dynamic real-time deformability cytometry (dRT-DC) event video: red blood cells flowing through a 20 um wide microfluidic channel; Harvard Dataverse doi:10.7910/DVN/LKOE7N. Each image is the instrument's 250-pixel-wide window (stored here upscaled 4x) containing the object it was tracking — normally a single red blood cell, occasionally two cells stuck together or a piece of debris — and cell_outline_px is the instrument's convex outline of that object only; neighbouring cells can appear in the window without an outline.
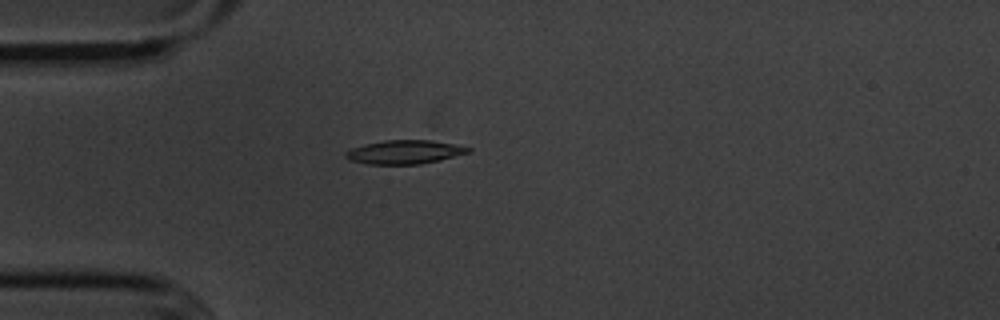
{"species": "common noctule bat (a hibernating species)", "species_latin": "Nyctalus noctula", "temperature_condition": "cold", "stored_images_in_passage": 3, "camera_frame_rate_fps": 3000, "um_per_image_px": 0.085, "animal": {"sex": "male", "body_mass_g": 20.1, "forearm_length_mm": 53.5}, "frame": {"image": 1, "passage_image": 2, "time_ms": 1.333, "image_size_px": [1000, 320], "cell_outline_px": [[472, 152], [440, 160], [420, 164], [368, 164], [348, 160], [344, 156], [344, 152], [352, 148], [364, 144], [384, 140], [432, 140], [456, 144], [472, 148]], "centroid_in_image_um": [34.4, 12.92], "position_along_channel_um": 50.6, "area_um2": 17.17}}